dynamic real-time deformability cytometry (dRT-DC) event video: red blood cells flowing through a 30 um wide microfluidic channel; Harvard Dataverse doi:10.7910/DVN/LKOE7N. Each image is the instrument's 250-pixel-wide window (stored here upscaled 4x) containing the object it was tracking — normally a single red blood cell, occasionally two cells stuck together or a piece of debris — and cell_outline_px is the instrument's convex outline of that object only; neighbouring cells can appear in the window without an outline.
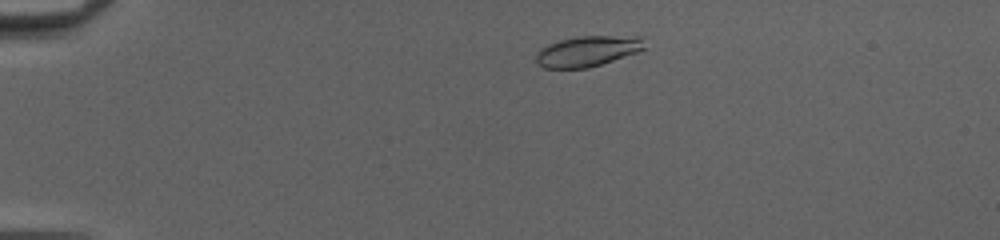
{"species": "common noctule bat (a hibernating species)", "species_latin": "Nyctalus noctula", "temperature_condition": "cold", "stored_images_in_passage": 45, "camera_frame_rate_fps": 3000, "um_per_image_px": 0.085, "animal": {"sex": "female", "body_mass_g": 20.0, "forearm_length_mm": 54.0}, "frame": {"image": 1, "passage_image": 5, "time_ms": 1.333, "image_size_px": [1000, 240], "cell_outline_px": [[644, 48], [636, 52], [588, 68], [544, 68], [536, 64], [536, 52], [540, 48], [548, 44], [560, 40], [580, 36], [644, 36]], "centroid_in_image_um": [49.9, 4.34], "position_along_channel_um": 35.1, "area_um2": 19.25}}
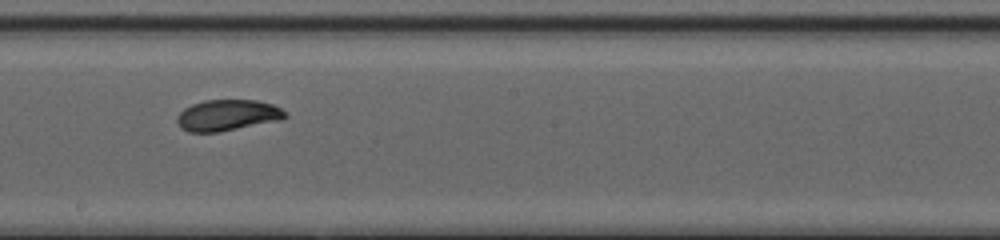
{"frame": {"image": 2, "passage_image": 24, "time_ms": 7.667, "image_size_px": [1000, 240], "cell_outline_px": [[288, 116], [280, 120], [220, 132], [188, 132], [180, 128], [176, 120], [176, 116], [184, 108], [192, 104], [204, 100], [256, 100], [272, 104], [288, 112]], "centroid_in_image_um": [19.32, 9.8], "position_along_channel_um": 228.9, "area_um2": 19.77}}
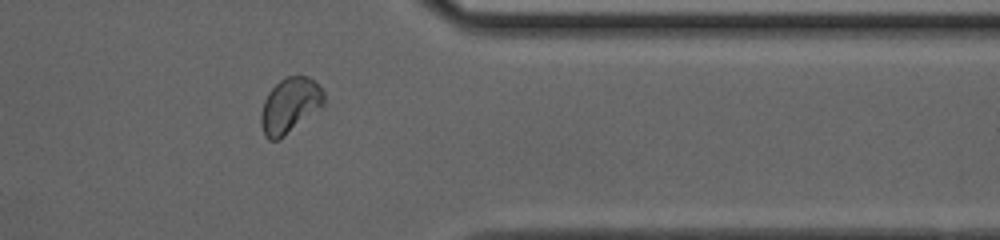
{"frame": {"image": 3, "passage_image": 36, "time_ms": 11.667, "image_size_px": [1000, 240], "cell_outline_px": [[328, 104], [324, 108], [276, 140], [268, 140], [264, 136], [260, 124], [260, 116], [264, 100], [268, 92], [280, 80], [288, 76], [308, 76], [324, 88]], "centroid_in_image_um": [24.71, 8.95], "position_along_channel_um": 386.7, "area_um2": 20.81}, "authors_computed_cell_mechanics": {"area_um2": 19.652, "velocity_mm_per_s": 4.1198, "shape_relaxation_time_tau1_ms": 1.9291, "shape_relaxation_time_tau2_ms": 1.255, "deformation_change_tau1": 0.1147, "deformation_change_tau2": 0.0562}}